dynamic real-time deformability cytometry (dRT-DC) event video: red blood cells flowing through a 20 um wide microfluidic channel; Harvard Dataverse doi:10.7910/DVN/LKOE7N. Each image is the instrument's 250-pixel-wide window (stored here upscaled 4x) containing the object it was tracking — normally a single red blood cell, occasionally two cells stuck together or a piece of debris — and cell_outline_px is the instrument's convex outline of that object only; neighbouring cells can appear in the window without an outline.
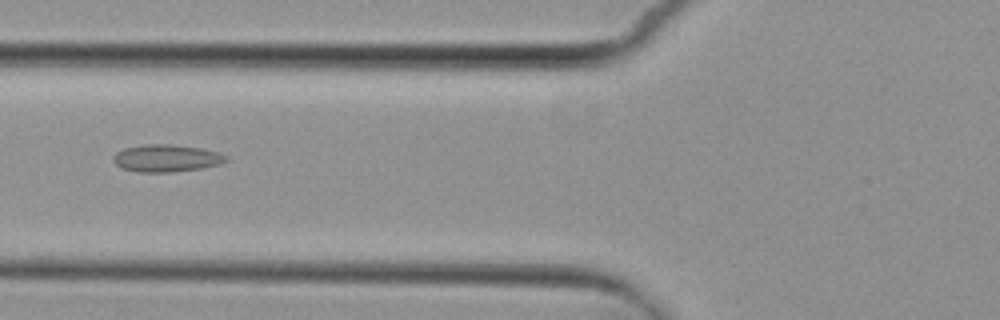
{"species": "common noctule bat (a hibernating species)", "species_latin": "Nyctalus noctula", "temperature_condition": "cold", "stored_images_in_passage": 9, "camera_frame_rate_fps": 3000, "um_per_image_px": 0.085, "animal": {"sex": "female", "body_mass_g": 29.2, "forearm_length_mm": 56.3}, "frame": {"image": 1, "passage_image": 6, "time_ms": 6.0, "image_size_px": [1000, 320], "cell_outline_px": [[228, 160], [220, 164], [204, 168], [172, 172], [136, 172], [124, 168], [116, 164], [112, 160], [112, 156], [116, 152], [124, 148], [144, 144], [172, 144], [200, 148], [220, 152], [228, 156]], "centroid_in_image_um": [14.16, 13.44], "position_along_channel_um": 111.6, "area_um2": 18.15}}
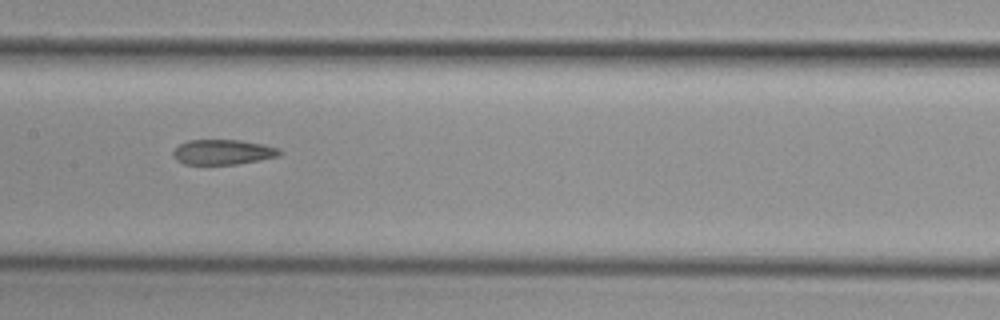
{"frame": {"image": 2, "passage_image": 8, "time_ms": 8.0, "image_size_px": [1000, 320], "cell_outline_px": [[284, 152], [280, 156], [260, 160], [236, 164], [184, 164], [176, 160], [172, 156], [172, 152], [180, 144], [188, 140], [240, 140], [264, 144], [280, 148]], "centroid_in_image_um": [18.98, 12.92], "position_along_channel_um": 188.4, "area_um2": 15.72}}
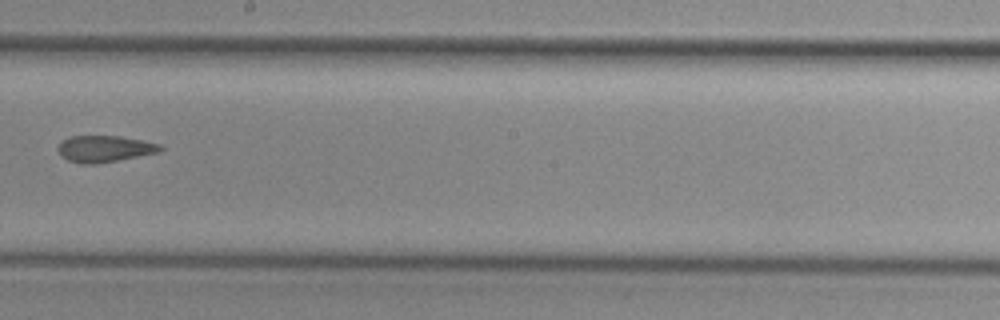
{"frame": {"image": 3, "passage_image": 9, "time_ms": 9.333, "image_size_px": [1000, 320], "cell_outline_px": [[164, 148], [160, 152], [96, 164], [80, 164], [68, 160], [60, 156], [56, 148], [60, 140], [68, 136], [120, 136], [160, 144]], "centroid_in_image_um": [8.82, 12.64], "position_along_channel_um": 239.4, "area_um2": 16.01}}